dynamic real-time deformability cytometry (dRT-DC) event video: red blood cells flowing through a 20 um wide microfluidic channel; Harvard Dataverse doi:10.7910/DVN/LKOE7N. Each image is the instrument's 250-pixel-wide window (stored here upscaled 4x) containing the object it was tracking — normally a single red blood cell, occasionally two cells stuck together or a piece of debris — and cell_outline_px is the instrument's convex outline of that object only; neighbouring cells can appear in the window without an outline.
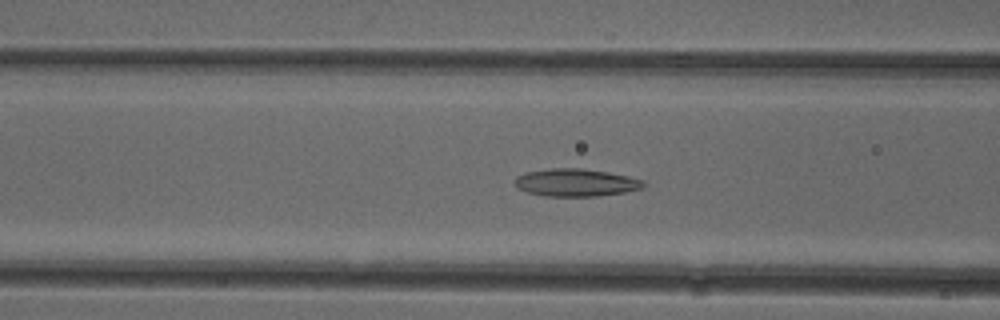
{"species": "common noctule bat (a hibernating species)", "species_latin": "Nyctalus noctula", "temperature_condition": "cold", "stored_images_in_passage": 40, "camera_frame_rate_fps": 3000, "um_per_image_px": 0.085, "animal": {"sex": "female"}, "frame": {"image": 1, "passage_image": 9, "time_ms": 2.667, "image_size_px": [1000, 320], "cell_outline_px": [[648, 184], [644, 188], [624, 192], [596, 196], [544, 196], [528, 192], [520, 188], [512, 180], [516, 176], [524, 172], [548, 168], [580, 168], [608, 172], [628, 176], [644, 180]], "centroid_in_image_um": [48.96, 15.51], "position_along_channel_um": 117.6, "area_um2": 20.87}}
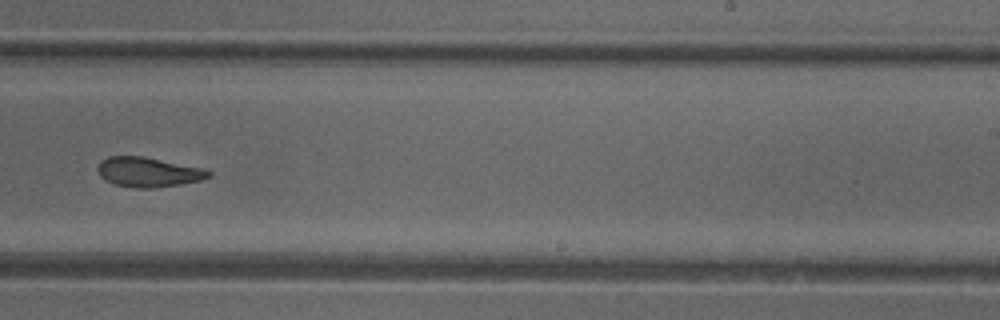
{"frame": {"image": 2, "passage_image": 21, "time_ms": 6.667, "image_size_px": [1000, 320], "cell_outline_px": [[212, 176], [200, 180], [180, 184], [152, 188], [136, 188], [116, 184], [104, 180], [100, 176], [96, 168], [100, 160], [108, 156], [144, 156], [204, 168], [212, 172]], "centroid_in_image_um": [12.59, 14.61], "position_along_channel_um": 276.4, "area_um2": 19.36}}
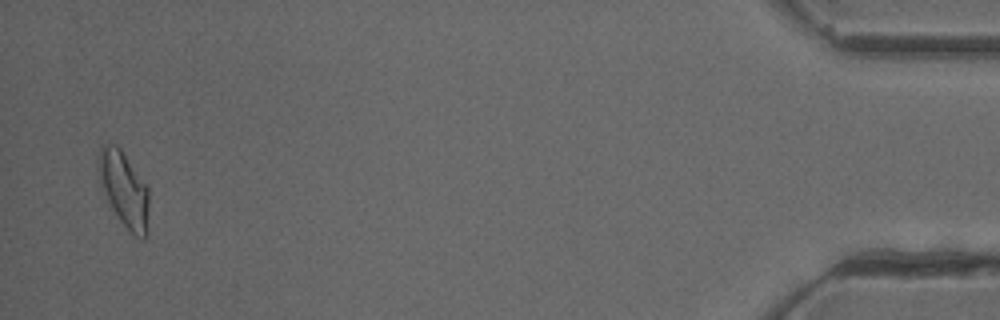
{"frame": {"image": 3, "passage_image": 39, "time_ms": 12.667, "image_size_px": [1000, 320], "cell_outline_px": [[148, 236], [144, 240], [136, 236], [120, 220], [108, 204], [100, 188], [96, 172], [100, 148], [104, 144], [116, 144], [120, 148], [148, 188]], "centroid_in_image_um": [10.5, 16.1], "position_along_channel_um": 424.7, "area_um2": 22.37}, "authors_computed_cell_mechanics": {"area_um2": 19.4497, "velocity_mm_per_s": 3.9732, "shape_relaxation_time_tau1_ms": null, "shape_relaxation_time_tau2_ms": 2.5238, "deformation_change_tau1": null, "deformation_change_tau2": 0.0973}}